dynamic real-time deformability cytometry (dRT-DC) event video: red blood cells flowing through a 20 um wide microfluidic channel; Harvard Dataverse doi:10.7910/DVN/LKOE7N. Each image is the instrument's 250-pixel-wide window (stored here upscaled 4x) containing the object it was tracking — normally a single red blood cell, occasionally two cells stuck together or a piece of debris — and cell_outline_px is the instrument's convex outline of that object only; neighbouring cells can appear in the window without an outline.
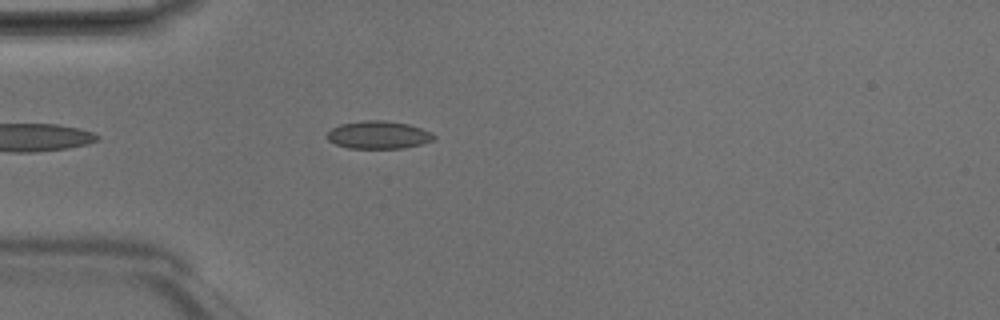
{"species": "Egyptian fruit bat (a non-hibernating species)", "species_latin": "Rousettus aegyptiacus", "temperature_condition": "room temperature", "stored_images_in_passage": 39, "camera_frame_rate_fps": 3000, "um_per_image_px": 0.085, "animal": {"sex": "male"}, "frame": {"image": 1, "passage_image": 5, "time_ms": 1.333, "image_size_px": [1000, 320], "cell_outline_px": [[436, 136], [432, 140], [420, 144], [404, 148], [348, 148], [336, 144], [328, 140], [324, 136], [332, 128], [340, 124], [364, 120], [384, 120], [408, 124], [432, 132]], "centroid_in_image_um": [32.14, 11.46], "position_along_channel_um": 52.9, "area_um2": 17.28}}
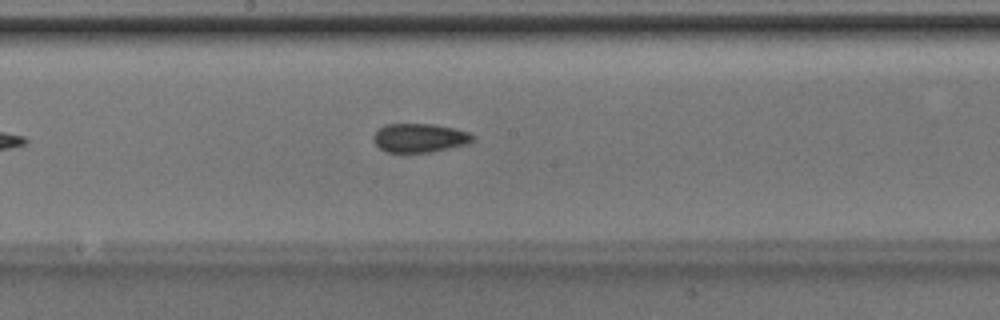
{"frame": {"image": 2, "passage_image": 17, "time_ms": 5.333, "image_size_px": [1000, 320], "cell_outline_px": [[476, 140], [468, 144], [432, 152], [384, 152], [372, 140], [372, 136], [384, 124], [432, 124], [456, 128], [468, 132], [476, 136]], "centroid_in_image_um": [35.7, 11.72], "position_along_channel_um": 212.5, "area_um2": 16.94}}
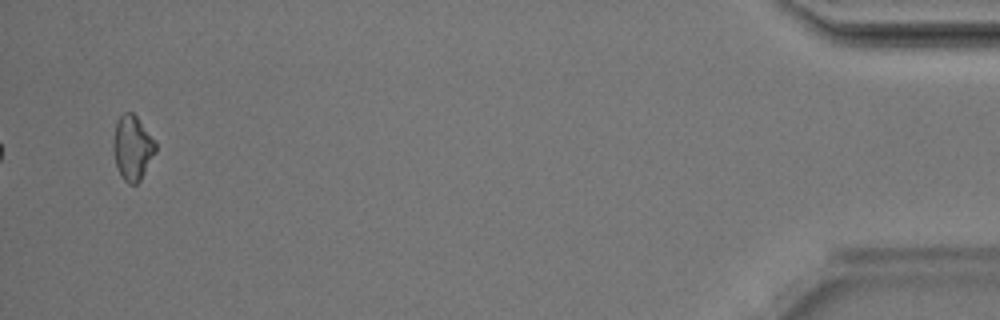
{"frame": {"image": 3, "passage_image": 38, "time_ms": 12.333, "image_size_px": [1000, 320], "cell_outline_px": [[156, 152], [140, 180], [136, 184], [128, 184], [124, 180], [116, 164], [112, 148], [112, 144], [116, 124], [120, 116], [124, 112], [132, 112], [136, 116], [156, 144]], "centroid_in_image_um": [11.24, 12.57], "position_along_channel_um": 424.0, "area_um2": 15.61}, "authors_computed_cell_mechanics": {"area_um2": 16.4152, "velocity_mm_per_s": 4.2032, "shape_relaxation_time_tau1_ms": 2.8197, "shape_relaxation_time_tau2_ms": 2.6868, "deformation_change_tau1": 0.0821, "deformation_change_tau2": 0.0821}}